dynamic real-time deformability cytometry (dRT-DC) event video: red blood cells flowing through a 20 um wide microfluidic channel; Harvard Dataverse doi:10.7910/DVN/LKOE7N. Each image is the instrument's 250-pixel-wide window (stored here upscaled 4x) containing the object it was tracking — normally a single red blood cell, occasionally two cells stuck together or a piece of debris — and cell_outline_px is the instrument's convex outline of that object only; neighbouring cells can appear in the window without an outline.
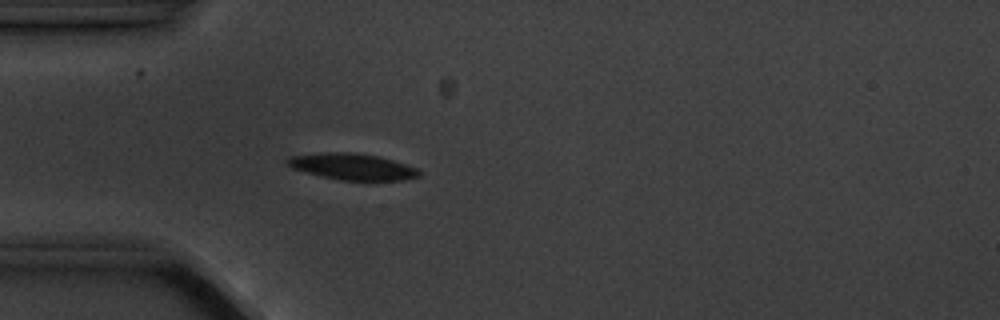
{"species": "common noctule bat (a hibernating species)", "species_latin": "Nyctalus noctula", "temperature_condition": "cold", "stored_images_in_passage": 5, "camera_frame_rate_fps": 3000, "um_per_image_px": 0.085, "animal": {"sex": "male", "body_mass_g": 20.1, "forearm_length_mm": 53.5}, "frame": {"image": 1, "passage_image": 5, "time_ms": 4.667, "image_size_px": [1000, 320], "cell_outline_px": [[420, 176], [404, 180], [340, 180], [320, 176], [292, 168], [284, 160], [292, 156], [324, 152], [348, 152], [376, 156], [392, 160], [416, 168], [420, 172]], "centroid_in_image_um": [29.93, 14.17], "position_along_channel_um": 55.1, "area_um2": 19.94}}